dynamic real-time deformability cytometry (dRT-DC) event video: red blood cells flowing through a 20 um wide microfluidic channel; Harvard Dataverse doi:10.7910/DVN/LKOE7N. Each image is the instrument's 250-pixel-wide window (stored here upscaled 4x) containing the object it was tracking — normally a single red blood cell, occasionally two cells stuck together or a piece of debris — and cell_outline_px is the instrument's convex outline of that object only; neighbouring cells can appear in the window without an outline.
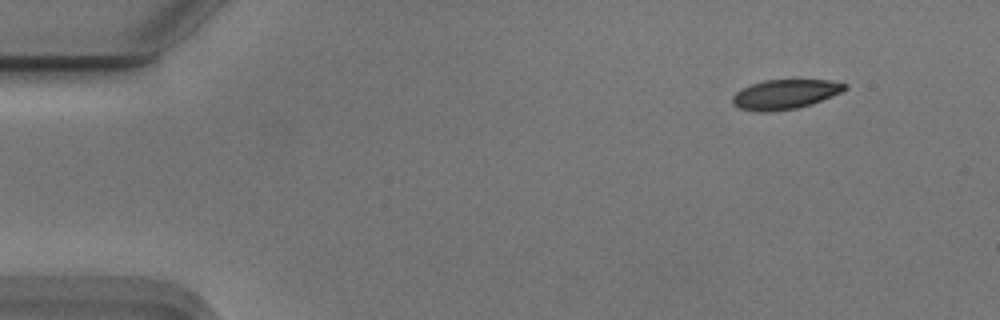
{"species": "Egyptian fruit bat (a non-hibernating species)", "species_latin": "Rousettus aegyptiacus", "temperature_condition": "cold", "stored_images_in_passage": 50, "camera_frame_rate_fps": 3000, "um_per_image_px": 0.085, "animal": {"sex": "male"}, "frame": {"image": 1, "passage_image": 1, "time_ms": 0.0, "image_size_px": [1000, 320], "cell_outline_px": [[848, 88], [840, 92], [812, 104], [796, 108], [740, 108], [732, 104], [732, 96], [736, 92], [752, 84], [764, 80], [828, 80], [848, 84]], "centroid_in_image_um": [66.8, 7.95], "position_along_channel_um": 18.2, "area_um2": 18.26}}
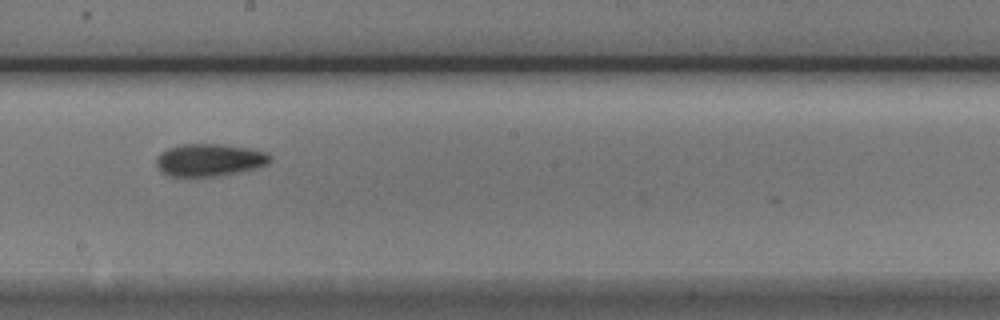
{"frame": {"image": 2, "passage_image": 26, "time_ms": 8.333, "image_size_px": [1000, 320], "cell_outline_px": [[268, 160], [264, 164], [256, 168], [216, 176], [168, 176], [160, 172], [156, 164], [156, 156], [160, 152], [168, 148], [180, 144], [224, 144], [248, 148], [264, 152], [268, 156]], "centroid_in_image_um": [17.68, 13.59], "position_along_channel_um": 230.5, "area_um2": 21.27}}
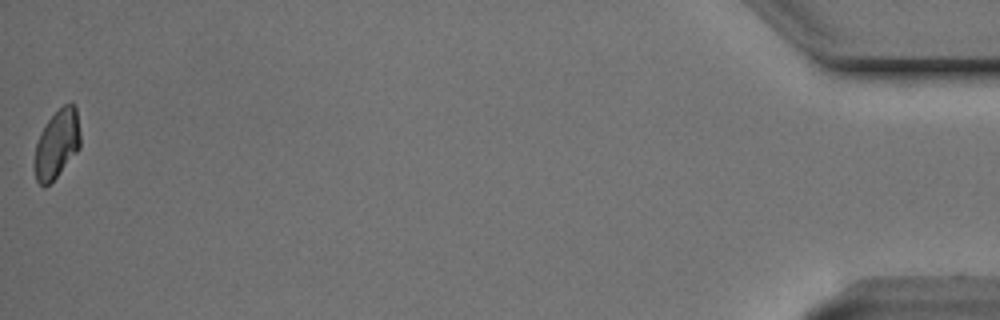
{"frame": {"image": 3, "passage_image": 50, "time_ms": 16.333, "image_size_px": [1000, 320], "cell_outline_px": [[80, 148], [56, 176], [44, 188], [36, 180], [36, 144], [40, 132], [48, 120], [64, 104], [72, 104], [76, 108], [80, 136]], "centroid_in_image_um": [4.85, 12.23], "position_along_channel_um": 430.3, "area_um2": 17.69}, "authors_computed_cell_mechanics": {"area_um2": 20.1722, "velocity_mm_per_s": 3.7337, "shape_relaxation_time_tau1_ms": 1.8197, "shape_relaxation_time_tau2_ms": 3.3288, "deformation_change_tau1": 0.1139, "deformation_change_tau2": 0.0917}}